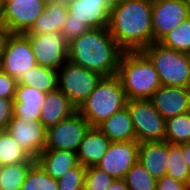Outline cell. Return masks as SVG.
<instances>
[{"instance_id": "28", "label": "cell", "mask_w": 190, "mask_h": 190, "mask_svg": "<svg viewBox=\"0 0 190 190\" xmlns=\"http://www.w3.org/2000/svg\"><path fill=\"white\" fill-rule=\"evenodd\" d=\"M159 43L172 50L190 54V17L168 32Z\"/></svg>"}, {"instance_id": "20", "label": "cell", "mask_w": 190, "mask_h": 190, "mask_svg": "<svg viewBox=\"0 0 190 190\" xmlns=\"http://www.w3.org/2000/svg\"><path fill=\"white\" fill-rule=\"evenodd\" d=\"M76 111L77 108L68 97L60 89H57L46 94L41 108L40 121L46 128H49L71 116Z\"/></svg>"}, {"instance_id": "11", "label": "cell", "mask_w": 190, "mask_h": 190, "mask_svg": "<svg viewBox=\"0 0 190 190\" xmlns=\"http://www.w3.org/2000/svg\"><path fill=\"white\" fill-rule=\"evenodd\" d=\"M47 0H4L1 22L11 34L26 33L45 9Z\"/></svg>"}, {"instance_id": "35", "label": "cell", "mask_w": 190, "mask_h": 190, "mask_svg": "<svg viewBox=\"0 0 190 190\" xmlns=\"http://www.w3.org/2000/svg\"><path fill=\"white\" fill-rule=\"evenodd\" d=\"M17 79L8 75L6 72L0 69V97L10 100H14Z\"/></svg>"}, {"instance_id": "7", "label": "cell", "mask_w": 190, "mask_h": 190, "mask_svg": "<svg viewBox=\"0 0 190 190\" xmlns=\"http://www.w3.org/2000/svg\"><path fill=\"white\" fill-rule=\"evenodd\" d=\"M126 107L138 143L165 141L166 120L149 99L127 100Z\"/></svg>"}, {"instance_id": "9", "label": "cell", "mask_w": 190, "mask_h": 190, "mask_svg": "<svg viewBox=\"0 0 190 190\" xmlns=\"http://www.w3.org/2000/svg\"><path fill=\"white\" fill-rule=\"evenodd\" d=\"M24 35L29 39L37 65L58 71L68 60V42L60 31Z\"/></svg>"}, {"instance_id": "33", "label": "cell", "mask_w": 190, "mask_h": 190, "mask_svg": "<svg viewBox=\"0 0 190 190\" xmlns=\"http://www.w3.org/2000/svg\"><path fill=\"white\" fill-rule=\"evenodd\" d=\"M114 180L96 166L88 167L85 173L84 190H107Z\"/></svg>"}, {"instance_id": "5", "label": "cell", "mask_w": 190, "mask_h": 190, "mask_svg": "<svg viewBox=\"0 0 190 190\" xmlns=\"http://www.w3.org/2000/svg\"><path fill=\"white\" fill-rule=\"evenodd\" d=\"M142 52L153 63L161 84L190 88V54L154 42Z\"/></svg>"}, {"instance_id": "45", "label": "cell", "mask_w": 190, "mask_h": 190, "mask_svg": "<svg viewBox=\"0 0 190 190\" xmlns=\"http://www.w3.org/2000/svg\"><path fill=\"white\" fill-rule=\"evenodd\" d=\"M190 7V0H184Z\"/></svg>"}, {"instance_id": "37", "label": "cell", "mask_w": 190, "mask_h": 190, "mask_svg": "<svg viewBox=\"0 0 190 190\" xmlns=\"http://www.w3.org/2000/svg\"><path fill=\"white\" fill-rule=\"evenodd\" d=\"M156 190H188L187 184L168 175L157 179Z\"/></svg>"}, {"instance_id": "3", "label": "cell", "mask_w": 190, "mask_h": 190, "mask_svg": "<svg viewBox=\"0 0 190 190\" xmlns=\"http://www.w3.org/2000/svg\"><path fill=\"white\" fill-rule=\"evenodd\" d=\"M116 76L127 100L150 99L162 85L153 63L142 51H125Z\"/></svg>"}, {"instance_id": "1", "label": "cell", "mask_w": 190, "mask_h": 190, "mask_svg": "<svg viewBox=\"0 0 190 190\" xmlns=\"http://www.w3.org/2000/svg\"><path fill=\"white\" fill-rule=\"evenodd\" d=\"M153 0H124L113 5L109 30L124 51H142L153 43Z\"/></svg>"}, {"instance_id": "24", "label": "cell", "mask_w": 190, "mask_h": 190, "mask_svg": "<svg viewBox=\"0 0 190 190\" xmlns=\"http://www.w3.org/2000/svg\"><path fill=\"white\" fill-rule=\"evenodd\" d=\"M18 84L49 93L58 89V71L36 65L18 80Z\"/></svg>"}, {"instance_id": "8", "label": "cell", "mask_w": 190, "mask_h": 190, "mask_svg": "<svg viewBox=\"0 0 190 190\" xmlns=\"http://www.w3.org/2000/svg\"><path fill=\"white\" fill-rule=\"evenodd\" d=\"M90 127L87 120L76 111L56 125L47 128L45 149L76 152Z\"/></svg>"}, {"instance_id": "43", "label": "cell", "mask_w": 190, "mask_h": 190, "mask_svg": "<svg viewBox=\"0 0 190 190\" xmlns=\"http://www.w3.org/2000/svg\"><path fill=\"white\" fill-rule=\"evenodd\" d=\"M51 1H55V2H57L59 4H65L66 5L71 0H51Z\"/></svg>"}, {"instance_id": "25", "label": "cell", "mask_w": 190, "mask_h": 190, "mask_svg": "<svg viewBox=\"0 0 190 190\" xmlns=\"http://www.w3.org/2000/svg\"><path fill=\"white\" fill-rule=\"evenodd\" d=\"M35 162L36 160L15 142L7 130L0 131V166Z\"/></svg>"}, {"instance_id": "39", "label": "cell", "mask_w": 190, "mask_h": 190, "mask_svg": "<svg viewBox=\"0 0 190 190\" xmlns=\"http://www.w3.org/2000/svg\"><path fill=\"white\" fill-rule=\"evenodd\" d=\"M107 190H130L123 179L114 180Z\"/></svg>"}, {"instance_id": "26", "label": "cell", "mask_w": 190, "mask_h": 190, "mask_svg": "<svg viewBox=\"0 0 190 190\" xmlns=\"http://www.w3.org/2000/svg\"><path fill=\"white\" fill-rule=\"evenodd\" d=\"M165 141L174 145L190 143V112L166 119Z\"/></svg>"}, {"instance_id": "19", "label": "cell", "mask_w": 190, "mask_h": 190, "mask_svg": "<svg viewBox=\"0 0 190 190\" xmlns=\"http://www.w3.org/2000/svg\"><path fill=\"white\" fill-rule=\"evenodd\" d=\"M138 161L156 179L167 173L168 142L153 141L139 143Z\"/></svg>"}, {"instance_id": "27", "label": "cell", "mask_w": 190, "mask_h": 190, "mask_svg": "<svg viewBox=\"0 0 190 190\" xmlns=\"http://www.w3.org/2000/svg\"><path fill=\"white\" fill-rule=\"evenodd\" d=\"M34 163L0 166V190H21L25 176Z\"/></svg>"}, {"instance_id": "30", "label": "cell", "mask_w": 190, "mask_h": 190, "mask_svg": "<svg viewBox=\"0 0 190 190\" xmlns=\"http://www.w3.org/2000/svg\"><path fill=\"white\" fill-rule=\"evenodd\" d=\"M21 190H58V181L50 177L44 169L35 162L28 170Z\"/></svg>"}, {"instance_id": "16", "label": "cell", "mask_w": 190, "mask_h": 190, "mask_svg": "<svg viewBox=\"0 0 190 190\" xmlns=\"http://www.w3.org/2000/svg\"><path fill=\"white\" fill-rule=\"evenodd\" d=\"M149 100L165 120L190 112V88L161 85Z\"/></svg>"}, {"instance_id": "32", "label": "cell", "mask_w": 190, "mask_h": 190, "mask_svg": "<svg viewBox=\"0 0 190 190\" xmlns=\"http://www.w3.org/2000/svg\"><path fill=\"white\" fill-rule=\"evenodd\" d=\"M86 167L78 164L58 179V190H84Z\"/></svg>"}, {"instance_id": "18", "label": "cell", "mask_w": 190, "mask_h": 190, "mask_svg": "<svg viewBox=\"0 0 190 190\" xmlns=\"http://www.w3.org/2000/svg\"><path fill=\"white\" fill-rule=\"evenodd\" d=\"M110 144L111 140L97 127H90L76 151L79 164L86 168L96 166Z\"/></svg>"}, {"instance_id": "42", "label": "cell", "mask_w": 190, "mask_h": 190, "mask_svg": "<svg viewBox=\"0 0 190 190\" xmlns=\"http://www.w3.org/2000/svg\"><path fill=\"white\" fill-rule=\"evenodd\" d=\"M107 1L111 6H113L119 4L120 2H123L124 0H107Z\"/></svg>"}, {"instance_id": "38", "label": "cell", "mask_w": 190, "mask_h": 190, "mask_svg": "<svg viewBox=\"0 0 190 190\" xmlns=\"http://www.w3.org/2000/svg\"><path fill=\"white\" fill-rule=\"evenodd\" d=\"M10 35L11 32L8 30V28L2 22H0V60L5 48L6 41Z\"/></svg>"}, {"instance_id": "31", "label": "cell", "mask_w": 190, "mask_h": 190, "mask_svg": "<svg viewBox=\"0 0 190 190\" xmlns=\"http://www.w3.org/2000/svg\"><path fill=\"white\" fill-rule=\"evenodd\" d=\"M130 190H156L157 179L154 178L138 161L123 179Z\"/></svg>"}, {"instance_id": "4", "label": "cell", "mask_w": 190, "mask_h": 190, "mask_svg": "<svg viewBox=\"0 0 190 190\" xmlns=\"http://www.w3.org/2000/svg\"><path fill=\"white\" fill-rule=\"evenodd\" d=\"M126 104L127 98L119 78L117 76L103 77L77 111L91 127H97L123 109Z\"/></svg>"}, {"instance_id": "17", "label": "cell", "mask_w": 190, "mask_h": 190, "mask_svg": "<svg viewBox=\"0 0 190 190\" xmlns=\"http://www.w3.org/2000/svg\"><path fill=\"white\" fill-rule=\"evenodd\" d=\"M46 94L31 86L17 83L13 100V115L29 122L40 119Z\"/></svg>"}, {"instance_id": "21", "label": "cell", "mask_w": 190, "mask_h": 190, "mask_svg": "<svg viewBox=\"0 0 190 190\" xmlns=\"http://www.w3.org/2000/svg\"><path fill=\"white\" fill-rule=\"evenodd\" d=\"M36 162L55 180L79 164L76 152L56 149H45L37 157Z\"/></svg>"}, {"instance_id": "29", "label": "cell", "mask_w": 190, "mask_h": 190, "mask_svg": "<svg viewBox=\"0 0 190 190\" xmlns=\"http://www.w3.org/2000/svg\"><path fill=\"white\" fill-rule=\"evenodd\" d=\"M168 162L166 175L188 184L190 171L184 159L182 144L168 143Z\"/></svg>"}, {"instance_id": "36", "label": "cell", "mask_w": 190, "mask_h": 190, "mask_svg": "<svg viewBox=\"0 0 190 190\" xmlns=\"http://www.w3.org/2000/svg\"><path fill=\"white\" fill-rule=\"evenodd\" d=\"M13 115V100L0 97V131L7 130Z\"/></svg>"}, {"instance_id": "2", "label": "cell", "mask_w": 190, "mask_h": 190, "mask_svg": "<svg viewBox=\"0 0 190 190\" xmlns=\"http://www.w3.org/2000/svg\"><path fill=\"white\" fill-rule=\"evenodd\" d=\"M124 52L111 35L109 28L89 29L68 42V60L103 77L117 75Z\"/></svg>"}, {"instance_id": "23", "label": "cell", "mask_w": 190, "mask_h": 190, "mask_svg": "<svg viewBox=\"0 0 190 190\" xmlns=\"http://www.w3.org/2000/svg\"><path fill=\"white\" fill-rule=\"evenodd\" d=\"M67 6L47 0L45 9L31 28L24 34H48L62 30L67 17Z\"/></svg>"}, {"instance_id": "34", "label": "cell", "mask_w": 190, "mask_h": 190, "mask_svg": "<svg viewBox=\"0 0 190 190\" xmlns=\"http://www.w3.org/2000/svg\"><path fill=\"white\" fill-rule=\"evenodd\" d=\"M89 29L90 28L83 22L77 20H66L62 27L61 33L66 41L70 42L71 40L83 35Z\"/></svg>"}, {"instance_id": "40", "label": "cell", "mask_w": 190, "mask_h": 190, "mask_svg": "<svg viewBox=\"0 0 190 190\" xmlns=\"http://www.w3.org/2000/svg\"><path fill=\"white\" fill-rule=\"evenodd\" d=\"M182 152L184 155L185 162H186L188 169L190 171V143L182 144Z\"/></svg>"}, {"instance_id": "44", "label": "cell", "mask_w": 190, "mask_h": 190, "mask_svg": "<svg viewBox=\"0 0 190 190\" xmlns=\"http://www.w3.org/2000/svg\"><path fill=\"white\" fill-rule=\"evenodd\" d=\"M187 187H188V190H190V178H189V181H188Z\"/></svg>"}, {"instance_id": "41", "label": "cell", "mask_w": 190, "mask_h": 190, "mask_svg": "<svg viewBox=\"0 0 190 190\" xmlns=\"http://www.w3.org/2000/svg\"><path fill=\"white\" fill-rule=\"evenodd\" d=\"M3 9H4V0H0V22L3 15Z\"/></svg>"}, {"instance_id": "6", "label": "cell", "mask_w": 190, "mask_h": 190, "mask_svg": "<svg viewBox=\"0 0 190 190\" xmlns=\"http://www.w3.org/2000/svg\"><path fill=\"white\" fill-rule=\"evenodd\" d=\"M102 78L99 73L67 60L58 70V89L78 108Z\"/></svg>"}, {"instance_id": "14", "label": "cell", "mask_w": 190, "mask_h": 190, "mask_svg": "<svg viewBox=\"0 0 190 190\" xmlns=\"http://www.w3.org/2000/svg\"><path fill=\"white\" fill-rule=\"evenodd\" d=\"M7 131L33 159L45 150L47 128L40 119L29 122L12 115Z\"/></svg>"}, {"instance_id": "15", "label": "cell", "mask_w": 190, "mask_h": 190, "mask_svg": "<svg viewBox=\"0 0 190 190\" xmlns=\"http://www.w3.org/2000/svg\"><path fill=\"white\" fill-rule=\"evenodd\" d=\"M66 6V20L83 22L90 29L109 28L112 6L107 0H71Z\"/></svg>"}, {"instance_id": "22", "label": "cell", "mask_w": 190, "mask_h": 190, "mask_svg": "<svg viewBox=\"0 0 190 190\" xmlns=\"http://www.w3.org/2000/svg\"><path fill=\"white\" fill-rule=\"evenodd\" d=\"M97 128L105 134L111 142H127L136 140V134L130 113L126 106L100 123Z\"/></svg>"}, {"instance_id": "10", "label": "cell", "mask_w": 190, "mask_h": 190, "mask_svg": "<svg viewBox=\"0 0 190 190\" xmlns=\"http://www.w3.org/2000/svg\"><path fill=\"white\" fill-rule=\"evenodd\" d=\"M36 65L29 39L24 34H11L2 53L0 69L18 81Z\"/></svg>"}, {"instance_id": "12", "label": "cell", "mask_w": 190, "mask_h": 190, "mask_svg": "<svg viewBox=\"0 0 190 190\" xmlns=\"http://www.w3.org/2000/svg\"><path fill=\"white\" fill-rule=\"evenodd\" d=\"M190 17V7L184 0H153V43Z\"/></svg>"}, {"instance_id": "13", "label": "cell", "mask_w": 190, "mask_h": 190, "mask_svg": "<svg viewBox=\"0 0 190 190\" xmlns=\"http://www.w3.org/2000/svg\"><path fill=\"white\" fill-rule=\"evenodd\" d=\"M139 143L111 142L101 161L96 165L115 180L124 179L126 172L138 162Z\"/></svg>"}]
</instances>
